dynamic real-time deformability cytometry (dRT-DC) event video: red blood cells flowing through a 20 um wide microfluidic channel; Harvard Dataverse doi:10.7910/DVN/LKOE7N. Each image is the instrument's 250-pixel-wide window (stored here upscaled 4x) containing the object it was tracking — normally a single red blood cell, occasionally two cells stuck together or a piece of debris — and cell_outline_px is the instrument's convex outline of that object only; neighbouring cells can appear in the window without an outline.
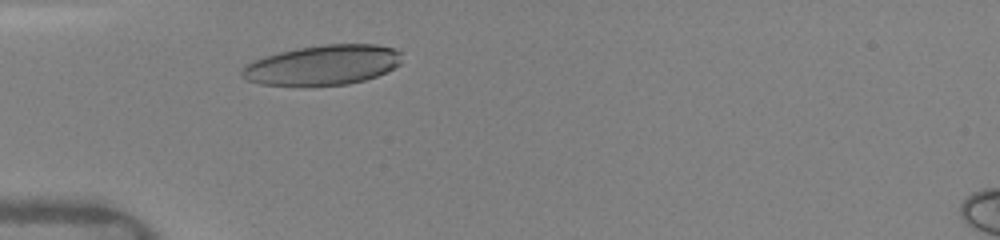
{"species": "human", "species_latin": "Homo sapiens", "temperature_condition": "warm", "stored_images_in_passage": 35, "camera_frame_rate_fps": 3000, "um_per_image_px": 0.085, "donor": {"sex": "female"}, "frame": {"image": 1, "passage_image": 4, "time_ms": 1.0, "image_size_px": [1000, 240], "cell_outline_px": [[400, 64], [376, 76], [364, 80], [348, 84], [300, 88], [260, 84], [248, 80], [240, 76], [240, 68], [256, 60], [280, 52], [300, 48], [324, 44], [376, 44], [392, 48], [400, 52]], "centroid_in_image_um": [27.38, 5.57], "position_along_channel_um": 57.6, "area_um2": 37.63}}
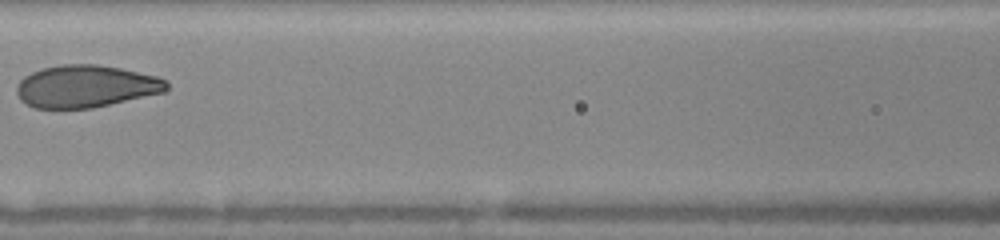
{"frame": {"image": 2, "passage_image": 10, "time_ms": 3.667, "image_size_px": [1000, 240], "cell_outline_px": [[168, 88], [164, 92], [92, 108], [32, 108], [20, 100], [16, 92], [16, 88], [20, 80], [24, 76], [40, 68], [60, 64], [96, 64], [120, 68], [156, 76], [168, 80]], "centroid_in_image_um": [7.27, 7.33], "position_along_channel_um": 159.3, "area_um2": 37.11}}
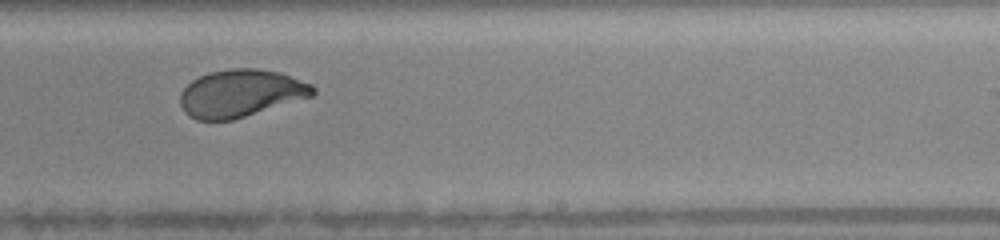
{"frame": {"image": 3, "passage_image": 19, "time_ms": 6.333, "image_size_px": [1000, 240], "cell_outline_px": [[316, 92], [312, 96], [232, 120], [196, 120], [188, 116], [184, 112], [180, 104], [180, 92], [192, 80], [208, 72], [232, 68], [260, 68], [280, 72], [312, 84], [316, 88]], "centroid_in_image_um": [20.45, 7.92], "position_along_channel_um": 268.6, "area_um2": 36.82}, "authors_computed_cell_mechanics": {"area_um2": 37.5122, "velocity_mm_per_s": 4.1022, "shape_relaxation_time_tau1_ms": 2.8556, "shape_relaxation_time_tau2_ms": null, "deformation_change_tau1": 0.1391, "deformation_change_tau2": null}}